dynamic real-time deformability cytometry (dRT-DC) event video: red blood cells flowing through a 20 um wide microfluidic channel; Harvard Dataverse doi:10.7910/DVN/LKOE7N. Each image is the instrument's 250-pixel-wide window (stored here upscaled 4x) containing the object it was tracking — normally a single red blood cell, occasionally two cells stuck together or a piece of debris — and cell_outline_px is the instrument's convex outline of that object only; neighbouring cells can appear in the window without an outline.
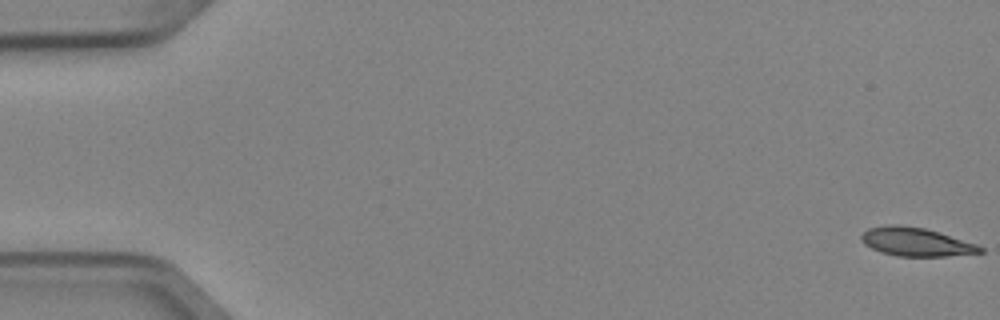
{"species": "Egyptian fruit bat (a non-hibernating species)", "species_latin": "Rousettus aegyptiacus", "temperature_condition": "cold", "stored_images_in_passage": 6, "camera_frame_rate_fps": 3000, "um_per_image_px": 0.085, "animal": {"sex": "female"}, "frame": {"image": 1, "passage_image": 1, "time_ms": 0.0, "image_size_px": [1000, 320], "cell_outline_px": [[984, 252], [944, 256], [896, 256], [880, 252], [864, 244], [860, 240], [860, 236], [868, 228], [892, 224], [924, 228], [976, 244], [984, 248]], "centroid_in_image_um": [77.82, 20.57], "position_along_channel_um": 7.2, "area_um2": 19.48}}
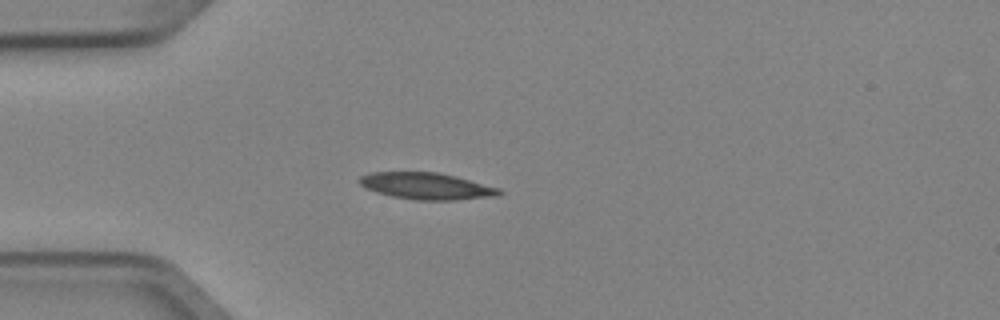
{"frame": {"image": 2, "passage_image": 5, "time_ms": 1.333, "image_size_px": [1000, 320], "cell_outline_px": [[504, 192], [500, 196], [456, 200], [416, 200], [392, 196], [376, 192], [360, 184], [360, 176], [368, 172], [436, 172], [456, 176], [500, 188]], "centroid_in_image_um": [36.31, 15.82], "position_along_channel_um": 48.7, "area_um2": 21.79}}